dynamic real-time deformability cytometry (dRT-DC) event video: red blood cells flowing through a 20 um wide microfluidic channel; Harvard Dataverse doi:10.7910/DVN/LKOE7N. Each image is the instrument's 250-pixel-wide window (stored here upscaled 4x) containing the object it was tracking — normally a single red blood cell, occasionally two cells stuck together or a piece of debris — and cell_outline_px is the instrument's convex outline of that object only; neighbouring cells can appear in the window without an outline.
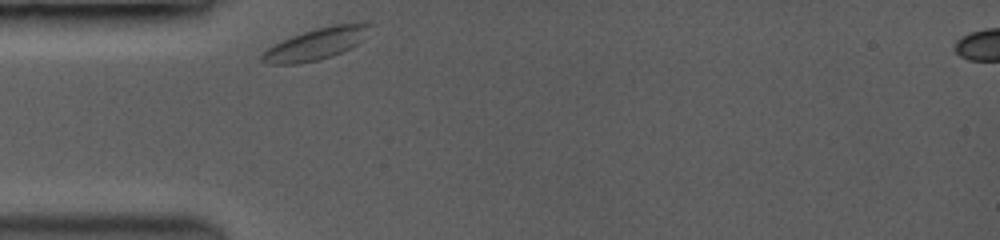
{"species": "common noctule bat (a hibernating species)", "species_latin": "Nyctalus noctula", "temperature_condition": "room temperature", "stored_images_in_passage": 61, "camera_frame_rate_fps": 3500, "um_per_image_px": 0.085, "animal": {"sex": "female", "body_mass_g": 19.0, "forearm_length_mm": 53.3}, "frame": {"image": 1, "passage_image": 1, "time_ms": 0.0, "image_size_px": [1000, 240], "cell_outline_px": [[372, 24], [368, 36], [364, 40], [352, 48], [332, 56], [316, 60], [296, 64], [268, 64], [260, 60], [260, 56], [268, 48], [292, 36], [316, 28], [332, 24]], "centroid_in_image_um": [26.9, 3.74], "position_along_channel_um": 58.1, "area_um2": 19.71}}
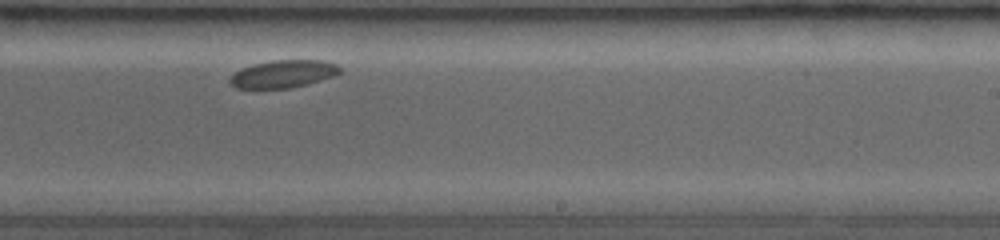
{"frame": {"image": 2, "passage_image": 34, "time_ms": 6.0, "image_size_px": [1000, 240], "cell_outline_px": [[340, 72], [332, 76], [308, 84], [292, 88], [236, 88], [228, 80], [240, 68], [252, 64], [272, 60], [320, 60], [336, 64], [340, 68]], "centroid_in_image_um": [24.05, 6.28], "position_along_channel_um": 264.9, "area_um2": 17.57}}
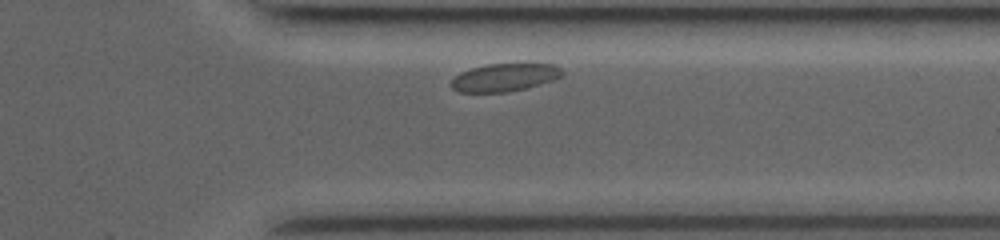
{"frame": {"image": 3, "passage_image": 54, "time_ms": 8.857, "image_size_px": [1000, 240], "cell_outline_px": [[564, 72], [560, 76], [552, 80], [524, 88], [504, 92], [460, 92], [452, 88], [452, 80], [460, 72], [472, 68], [488, 64], [552, 64], [560, 68]], "centroid_in_image_um": [42.86, 6.57], "position_along_channel_um": 368.5, "area_um2": 17.57}}